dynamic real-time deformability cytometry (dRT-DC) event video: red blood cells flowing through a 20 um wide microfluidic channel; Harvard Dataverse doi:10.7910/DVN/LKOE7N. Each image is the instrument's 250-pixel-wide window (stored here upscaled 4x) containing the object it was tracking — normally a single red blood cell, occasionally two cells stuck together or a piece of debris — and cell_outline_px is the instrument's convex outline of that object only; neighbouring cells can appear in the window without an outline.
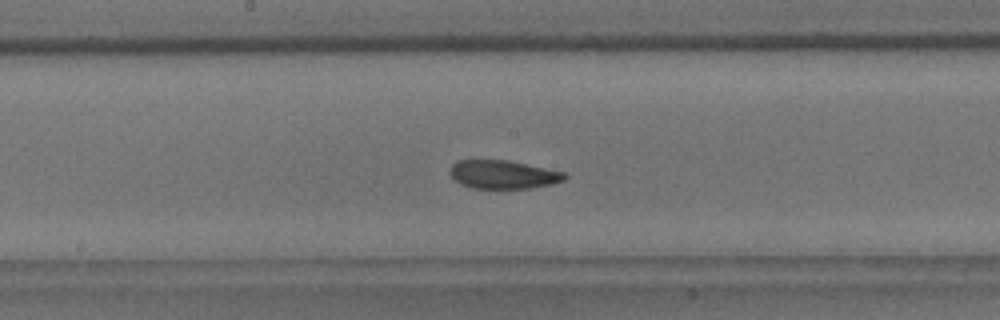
{"species": "common noctule bat (a hibernating species)", "species_latin": "Nyctalus noctula", "temperature_condition": "room temperature", "stored_images_in_passage": 45, "camera_frame_rate_fps": 3000, "um_per_image_px": 0.085, "animal": {"sex": "male", "body_mass_g": 18.8}, "frame": {"image": 1, "passage_image": 18, "time_ms": 5.667, "image_size_px": [1000, 320], "cell_outline_px": [[568, 176], [564, 180], [552, 184], [532, 188], [472, 188], [460, 184], [448, 172], [452, 164], [456, 160], [508, 160], [564, 172]], "centroid_in_image_um": [42.75, 14.83], "position_along_channel_um": 205.4, "area_um2": 19.02}}
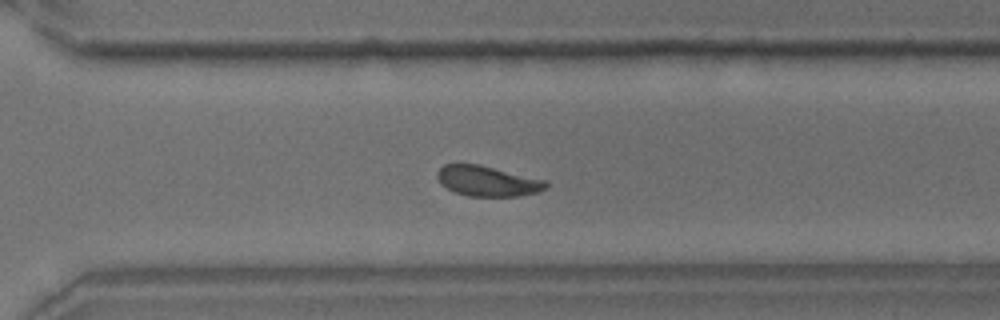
{"frame": {"image": 2, "passage_image": 28, "time_ms": 9.0, "image_size_px": [1000, 320], "cell_outline_px": [[548, 188], [536, 192], [520, 196], [468, 196], [456, 192], [440, 184], [436, 176], [436, 172], [444, 164], [480, 164], [544, 180], [548, 184]], "centroid_in_image_um": [41.41, 15.38], "position_along_channel_um": 329.2, "area_um2": 19.13}}
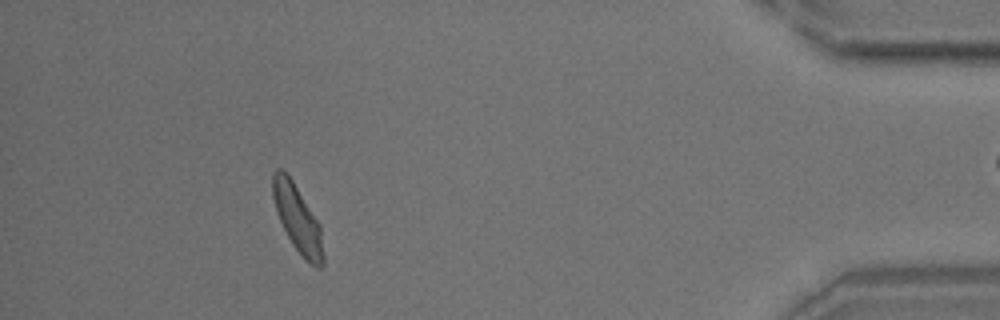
{"frame": {"image": 3, "passage_image": 39, "time_ms": 12.667, "image_size_px": [1000, 320], "cell_outline_px": [[324, 264], [320, 268], [316, 268], [292, 244], [276, 212], [272, 196], [272, 172], [276, 168], [280, 168], [292, 180], [320, 224], [324, 256]], "centroid_in_image_um": [25.28, 18.57], "position_along_channel_um": 409.9, "area_um2": 19.42}, "authors_computed_cell_mechanics": {"area_um2": 19.4208, "velocity_mm_per_s": 3.7214, "shape_relaxation_time_tau1_ms": 2.4786, "shape_relaxation_time_tau2_ms": 1.8083, "deformation_change_tau1": 0.1048, "deformation_change_tau2": 0.0781}}